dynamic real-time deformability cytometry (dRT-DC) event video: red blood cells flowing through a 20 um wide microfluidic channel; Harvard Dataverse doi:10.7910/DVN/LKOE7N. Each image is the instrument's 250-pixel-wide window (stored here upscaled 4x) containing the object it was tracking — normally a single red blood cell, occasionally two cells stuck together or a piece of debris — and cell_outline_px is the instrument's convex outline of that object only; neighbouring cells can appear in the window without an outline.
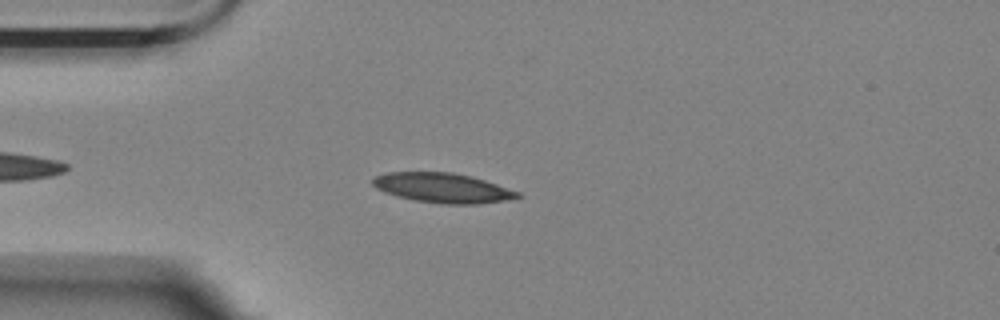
{"species": "Egyptian fruit bat (a non-hibernating species)", "species_latin": "Rousettus aegyptiacus", "temperature_condition": "room temperature", "stored_images_in_passage": 50, "camera_frame_rate_fps": 3000, "um_per_image_px": 0.085, "animal": {"sex": "female"}, "frame": {"image": 1, "passage_image": 8, "time_ms": 2.333, "image_size_px": [1000, 320], "cell_outline_px": [[524, 196], [504, 200], [480, 204], [440, 204], [416, 200], [400, 196], [376, 188], [372, 184], [372, 180], [376, 176], [388, 172], [452, 172], [472, 176], [520, 192]], "centroid_in_image_um": [37.66, 15.97], "position_along_channel_um": 47.3, "area_um2": 24.85}}
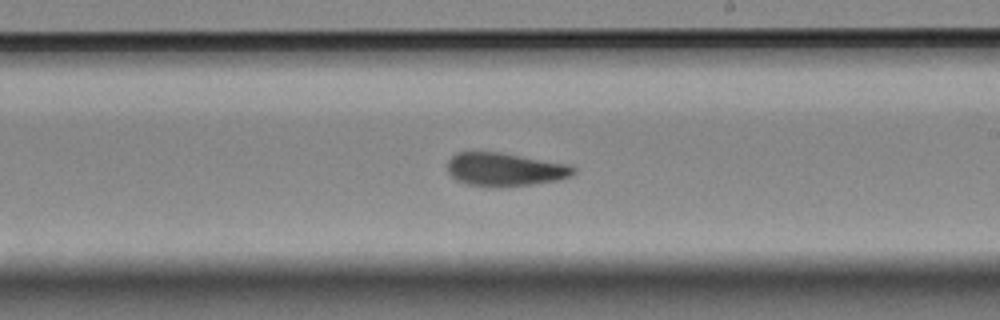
{"frame": {"image": 2, "passage_image": 26, "time_ms": 8.333, "image_size_px": [1000, 320], "cell_outline_px": [[576, 172], [560, 180], [532, 184], [500, 188], [488, 188], [468, 184], [456, 180], [448, 172], [448, 160], [456, 152], [500, 152], [568, 164], [576, 168]], "centroid_in_image_um": [42.9, 14.42], "position_along_channel_um": 246.1, "area_um2": 24.74}}
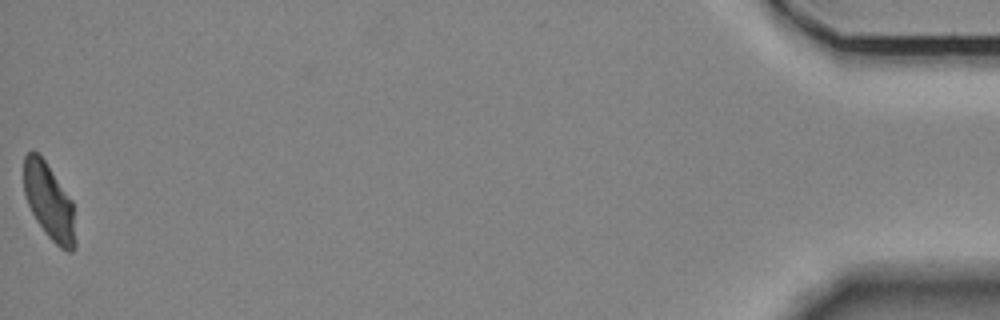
{"frame": {"image": 3, "passage_image": 50, "time_ms": 16.333, "image_size_px": [1000, 320], "cell_outline_px": [[76, 248], [72, 252], [68, 252], [60, 248], [44, 232], [36, 220], [28, 204], [24, 192], [24, 156], [28, 152], [36, 152], [44, 160], [72, 200], [76, 240]], "centroid_in_image_um": [4.19, 17.19], "position_along_channel_um": 431.0, "area_um2": 22.72}, "authors_computed_cell_mechanics": {"area_um2": 24.1893, "velocity_mm_per_s": 3.5136, "shape_relaxation_time_tau1_ms": 9.5375, "shape_relaxation_time_tau2_ms": 3.2897, "deformation_change_tau1": 0.2008, "deformation_change_tau2": 0.0868}}